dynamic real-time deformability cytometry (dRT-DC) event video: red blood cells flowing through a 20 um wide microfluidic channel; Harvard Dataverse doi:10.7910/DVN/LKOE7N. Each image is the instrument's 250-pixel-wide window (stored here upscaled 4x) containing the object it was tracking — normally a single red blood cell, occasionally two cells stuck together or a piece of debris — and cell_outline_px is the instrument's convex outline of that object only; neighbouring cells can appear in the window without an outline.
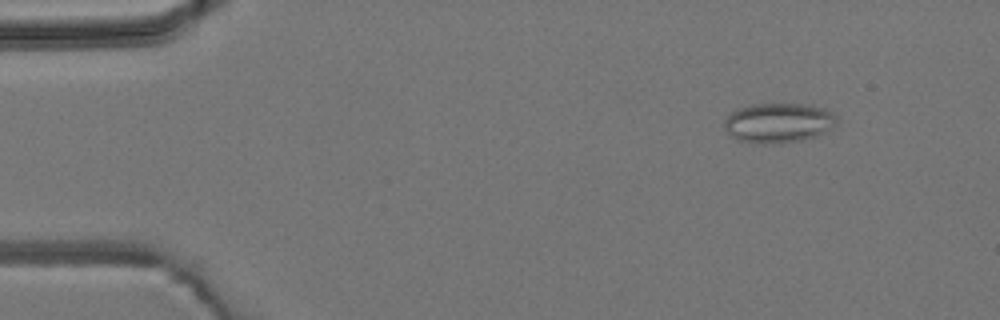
{"species": "common noctule bat (a hibernating species)", "species_latin": "Nyctalus noctula", "temperature_condition": "room temperature", "stored_images_in_passage": 7, "camera_frame_rate_fps": 3000, "um_per_image_px": 0.085, "animal": {"sex": "male", "body_mass_g": 19.2, "forearm_length_mm": 51.8}, "frame": {"image": 1, "passage_image": 2, "time_ms": 1.333, "image_size_px": [1000, 320], "cell_outline_px": [[836, 124], [828, 132], [804, 140], [764, 144], [760, 144], [740, 140], [732, 136], [724, 128], [724, 120], [732, 112], [740, 108], [752, 104], [812, 104], [824, 108], [832, 112], [836, 116]], "centroid_in_image_um": [66.21, 10.44], "position_along_channel_um": 18.8, "area_um2": 26.13}}
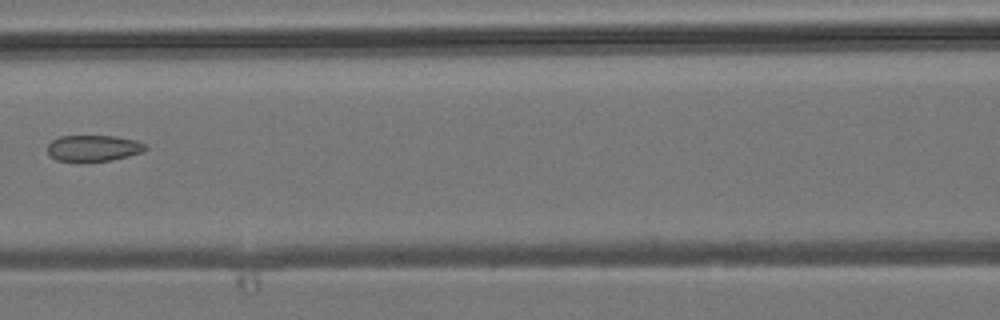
{"frame": {"image": 2, "passage_image": 7, "time_ms": 7.0, "image_size_px": [1000, 320], "cell_outline_px": [[148, 148], [144, 152], [112, 160], [56, 160], [48, 156], [48, 144], [52, 140], [60, 136], [116, 136], [136, 140], [144, 144]], "centroid_in_image_um": [7.95, 12.57], "position_along_channel_um": 158.6, "area_um2": 14.8}}